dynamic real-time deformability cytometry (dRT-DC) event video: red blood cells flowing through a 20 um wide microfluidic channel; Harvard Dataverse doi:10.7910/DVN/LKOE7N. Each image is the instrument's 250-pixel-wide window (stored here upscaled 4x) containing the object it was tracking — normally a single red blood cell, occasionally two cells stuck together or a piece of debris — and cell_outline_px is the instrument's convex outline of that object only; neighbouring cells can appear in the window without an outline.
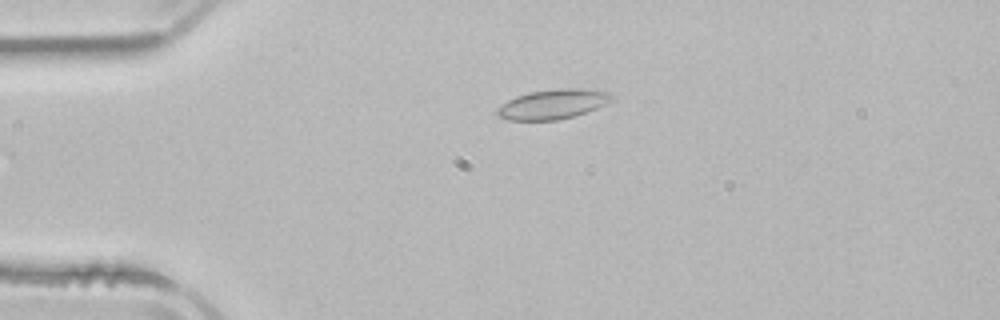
{"species": "common noctule bat (a hibernating species)", "species_latin": "Nyctalus noctula", "temperature_condition": "room temperature", "stored_images_in_passage": 35, "camera_frame_rate_fps": 3000, "um_per_image_px": 0.085, "animal": {"sex": "male", "body_mass_g": 21.5, "forearm_length_mm": 52.0}, "frame": {"image": 1, "passage_image": 3, "time_ms": 0.667, "image_size_px": [1000, 320], "cell_outline_px": [[612, 100], [596, 108], [572, 116], [556, 120], [508, 120], [500, 116], [496, 112], [508, 100], [516, 96], [528, 92], [556, 88], [580, 88], [612, 92]], "centroid_in_image_um": [47.02, 8.83], "position_along_channel_um": 38.0, "area_um2": 19.54}}
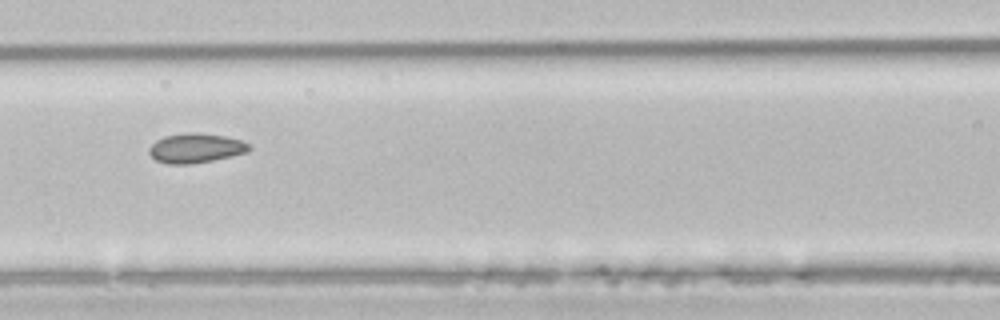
{"frame": {"image": 2, "passage_image": 14, "time_ms": 4.333, "image_size_px": [1000, 320], "cell_outline_px": [[252, 148], [248, 152], [212, 160], [192, 164], [168, 164], [156, 160], [148, 152], [148, 148], [156, 140], [164, 136], [184, 132], [196, 132], [224, 136], [240, 140], [248, 144]], "centroid_in_image_um": [16.61, 12.58], "position_along_channel_um": 150.0, "area_um2": 17.22}}
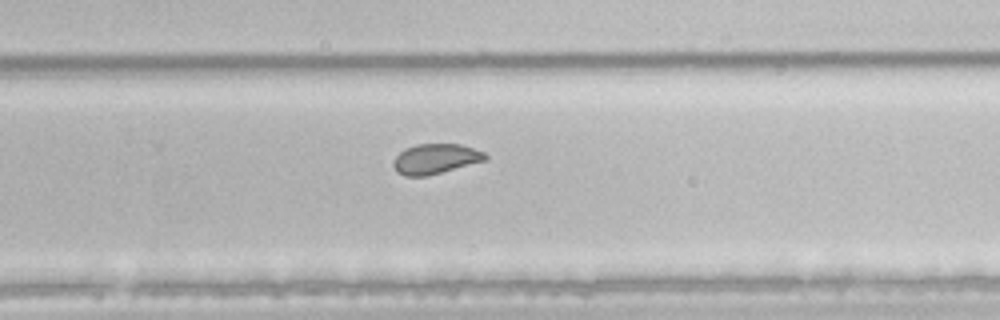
{"frame": {"image": 3, "passage_image": 25, "time_ms": 8.0, "image_size_px": [1000, 320], "cell_outline_px": [[488, 160], [424, 176], [404, 176], [396, 172], [392, 164], [392, 160], [404, 148], [416, 144], [460, 144], [484, 152], [488, 156]], "centroid_in_image_um": [36.99, 13.5], "position_along_channel_um": 292.8, "area_um2": 16.13}, "authors_computed_cell_mechanics": {"area_um2": 16.5886, "velocity_mm_per_s": 3.9104, "shape_relaxation_time_tau1_ms": 7.2591, "shape_relaxation_time_tau2_ms": 1.5031, "deformation_change_tau1": 0.109, "deformation_change_tau2": 0.0385}}